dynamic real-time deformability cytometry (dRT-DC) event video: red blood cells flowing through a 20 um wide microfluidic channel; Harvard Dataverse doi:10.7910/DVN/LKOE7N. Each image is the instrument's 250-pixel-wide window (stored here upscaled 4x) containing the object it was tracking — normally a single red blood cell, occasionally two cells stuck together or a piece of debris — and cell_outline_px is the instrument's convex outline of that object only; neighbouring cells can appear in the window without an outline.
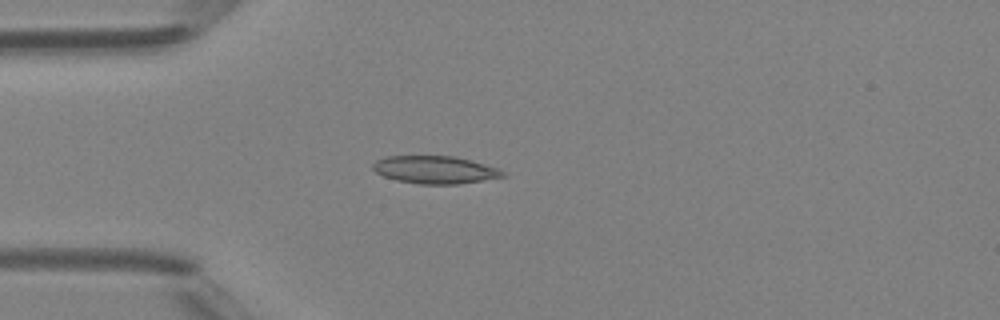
{"species": "Egyptian fruit bat (a non-hibernating species)", "species_latin": "Rousettus aegyptiacus", "temperature_condition": "room temperature", "stored_images_in_passage": 1, "camera_frame_rate_fps": 3000, "um_per_image_px": 0.085, "animal": {"sex": "female"}, "frame": {"image": 1, "passage_image": 1, "time_ms": 0.0, "image_size_px": [1000, 320], "cell_outline_px": [[508, 176], [456, 184], [420, 184], [396, 180], [384, 176], [376, 172], [372, 168], [372, 164], [376, 160], [384, 156], [456, 156], [472, 160], [500, 168]], "centroid_in_image_um": [36.99, 14.42], "position_along_channel_um": 48.0, "area_um2": 21.1}}